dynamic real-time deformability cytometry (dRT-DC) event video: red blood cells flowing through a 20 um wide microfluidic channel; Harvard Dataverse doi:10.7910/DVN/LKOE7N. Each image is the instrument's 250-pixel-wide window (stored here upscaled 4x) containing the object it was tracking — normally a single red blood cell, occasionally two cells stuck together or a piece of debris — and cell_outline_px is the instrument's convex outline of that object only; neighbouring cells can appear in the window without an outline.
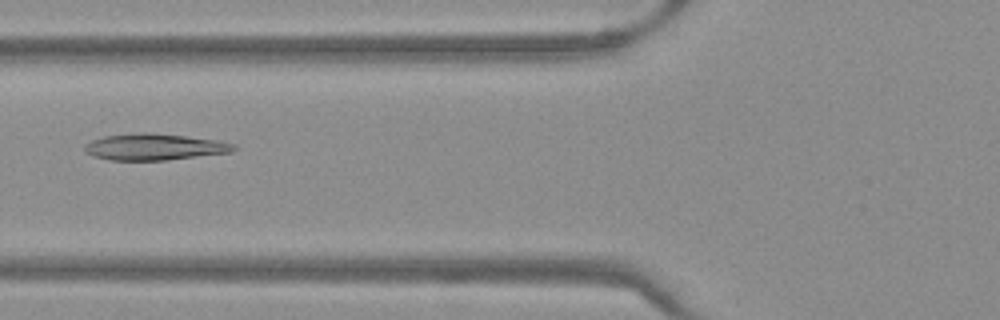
{"species": "Egyptian fruit bat (a non-hibernating species)", "species_latin": "Rousettus aegyptiacus", "temperature_condition": "warm", "stored_images_in_passage": 51, "camera_frame_rate_fps": 3000, "um_per_image_px": 0.085, "frame": {"image": 1, "passage_image": 20, "time_ms": 6.333, "image_size_px": [1000, 320], "cell_outline_px": [[236, 148], [232, 152], [168, 160], [108, 160], [92, 156], [84, 152], [84, 144], [92, 140], [104, 136], [140, 132], [148, 132], [184, 136], [216, 140], [236, 144]], "centroid_in_image_um": [13.09, 12.49], "position_along_channel_um": 112.7, "area_um2": 23.06}}
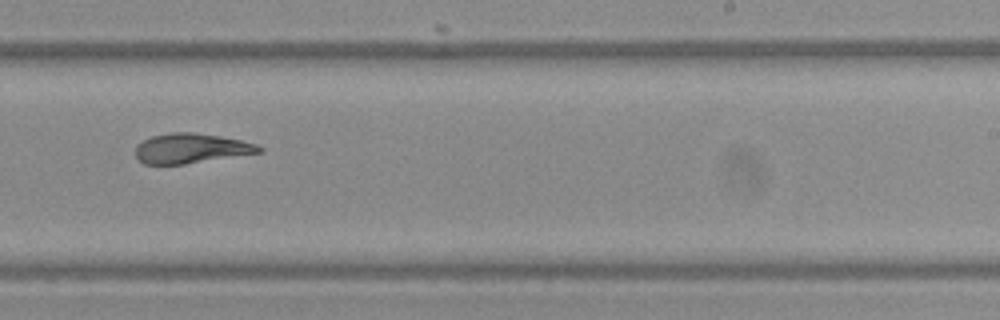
{"frame": {"image": 2, "passage_image": 32, "time_ms": 10.333, "image_size_px": [1000, 320], "cell_outline_px": [[264, 152], [184, 164], [144, 164], [136, 156], [136, 144], [152, 136], [172, 132], [192, 132], [220, 136], [240, 140], [256, 144], [264, 148]], "centroid_in_image_um": [16.26, 12.61], "position_along_channel_um": 272.7, "area_um2": 21.44}}
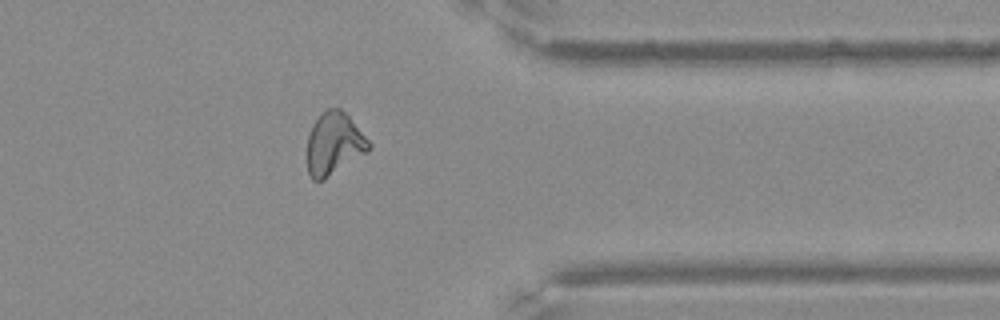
{"frame": {"image": 3, "passage_image": 41, "time_ms": 13.333, "image_size_px": [1000, 320], "cell_outline_px": [[372, 148], [368, 152], [324, 180], [312, 180], [308, 172], [308, 136], [312, 124], [320, 112], [328, 108], [340, 108], [348, 116], [372, 144]], "centroid_in_image_um": [28.4, 12.22], "position_along_channel_um": 383.0, "area_um2": 22.48}}